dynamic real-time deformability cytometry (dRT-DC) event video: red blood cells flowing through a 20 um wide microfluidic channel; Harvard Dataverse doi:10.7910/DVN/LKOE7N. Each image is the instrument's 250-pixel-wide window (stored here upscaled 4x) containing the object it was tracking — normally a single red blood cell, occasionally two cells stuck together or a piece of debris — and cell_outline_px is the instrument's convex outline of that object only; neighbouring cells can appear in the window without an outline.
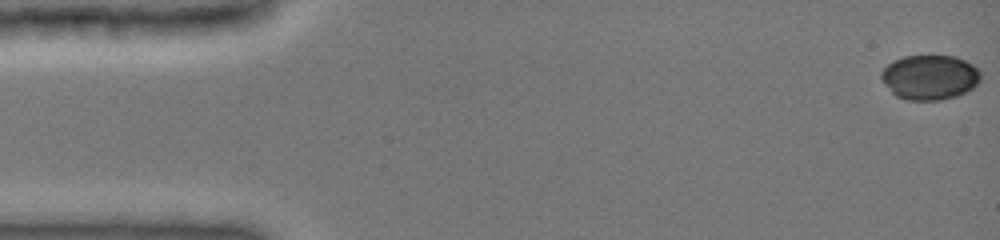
{"species": "common noctule bat (a hibernating species)", "species_latin": "Nyctalus noctula", "temperature_condition": "cold", "stored_images_in_passage": 56, "camera_frame_rate_fps": 3000, "um_per_image_px": 0.085, "animal": {"sex": "female", "body_mass_g": 19.0, "forearm_length_mm": 51.5}, "frame": {"image": 1, "passage_image": 1, "time_ms": 0.0, "image_size_px": [1000, 240], "cell_outline_px": [[980, 80], [972, 88], [956, 96], [940, 100], [908, 100], [896, 96], [892, 92], [880, 76], [880, 72], [892, 60], [904, 56], [932, 52], [956, 56], [972, 64], [980, 72]], "centroid_in_image_um": [79.02, 6.5], "position_along_channel_um": 6.0, "area_um2": 26.53}}
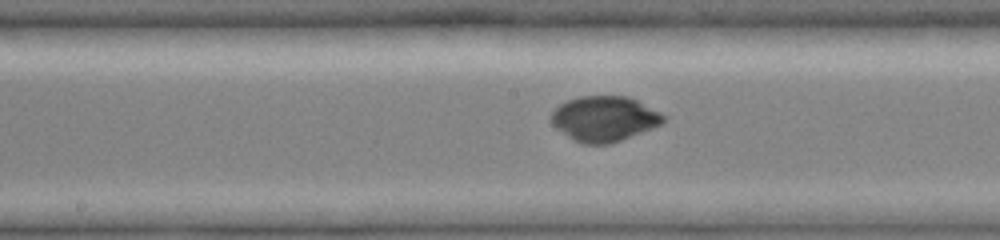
{"frame": {"image": 2, "passage_image": 26, "time_ms": 8.0, "image_size_px": [1000, 240], "cell_outline_px": [[664, 120], [660, 124], [652, 128], [612, 144], [584, 144], [568, 136], [556, 128], [552, 124], [548, 116], [560, 104], [568, 100], [580, 96], [628, 96], [660, 112], [664, 116]], "centroid_in_image_um": [51.34, 10.09], "position_along_channel_um": 196.9, "area_um2": 29.42}}
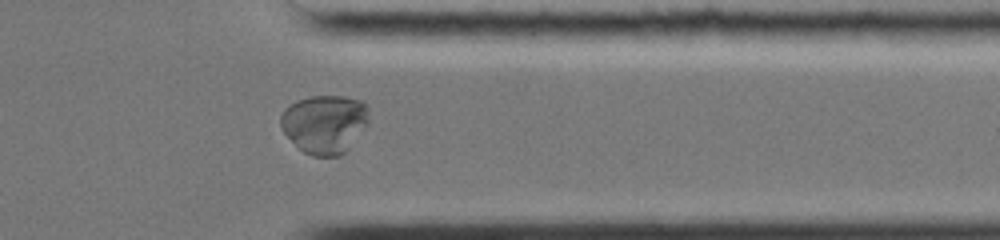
{"frame": {"image": 3, "passage_image": 49, "time_ms": 12.667, "image_size_px": [1000, 240], "cell_outline_px": [[368, 124], [348, 148], [340, 156], [312, 156], [304, 152], [280, 128], [280, 116], [284, 108], [296, 100], [312, 96], [344, 96], [360, 100], [368, 108]], "centroid_in_image_um": [27.58, 10.52], "position_along_channel_um": 383.8, "area_um2": 30.06}}